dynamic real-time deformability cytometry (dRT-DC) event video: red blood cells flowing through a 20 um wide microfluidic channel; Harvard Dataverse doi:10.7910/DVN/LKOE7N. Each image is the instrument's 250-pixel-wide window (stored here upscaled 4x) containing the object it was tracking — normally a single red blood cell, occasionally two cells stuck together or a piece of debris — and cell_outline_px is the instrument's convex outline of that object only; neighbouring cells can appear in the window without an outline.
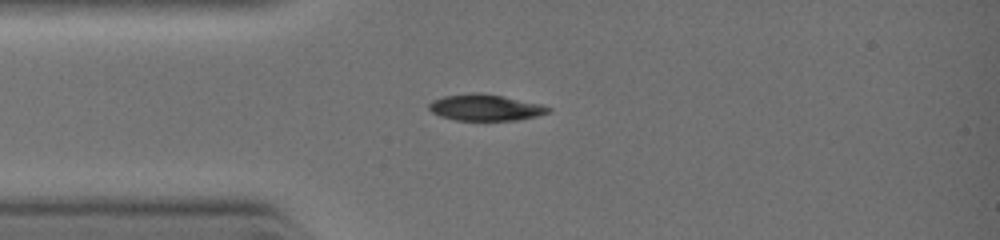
{"species": "common noctule bat (a hibernating species)", "species_latin": "Nyctalus noctula", "temperature_condition": "warm", "stored_images_in_passage": 8, "camera_frame_rate_fps": 3000, "um_per_image_px": 0.085, "animal": {"sex": "female", "body_mass_g": 19.0, "forearm_length_mm": 51.5}, "frame": {"image": 1, "passage_image": 6, "time_ms": 2.0, "image_size_px": [1000, 240], "cell_outline_px": [[552, 112], [536, 116], [516, 120], [456, 120], [440, 116], [432, 112], [428, 108], [428, 104], [432, 100], [444, 96], [472, 92], [476, 92], [504, 96], [544, 104], [552, 108]], "centroid_in_image_um": [41.29, 9.13], "position_along_channel_um": 43.7, "area_um2": 18.5}}